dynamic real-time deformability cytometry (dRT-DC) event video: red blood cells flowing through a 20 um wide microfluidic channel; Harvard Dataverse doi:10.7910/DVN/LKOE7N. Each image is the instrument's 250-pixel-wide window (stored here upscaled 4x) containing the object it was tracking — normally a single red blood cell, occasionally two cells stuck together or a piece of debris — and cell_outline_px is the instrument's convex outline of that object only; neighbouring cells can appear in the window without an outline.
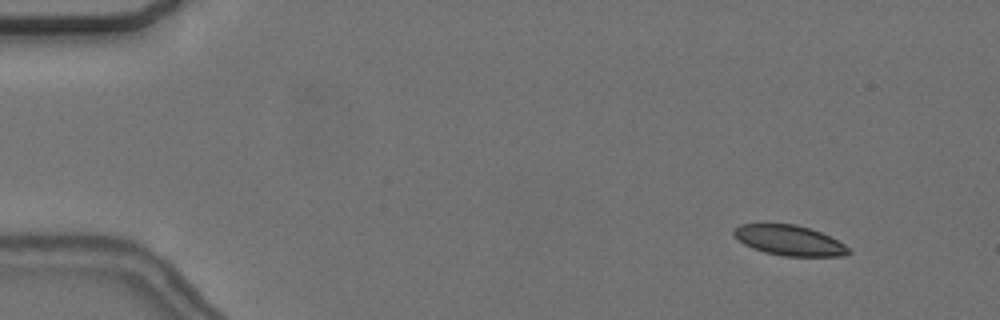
{"species": "common noctule bat (a hibernating species)", "species_latin": "Nyctalus noctula", "temperature_condition": "cold", "stored_images_in_passage": 17, "camera_frame_rate_fps": 3000, "um_per_image_px": 0.085, "animal": {"sex": "female", "body_mass_g": 24.6, "forearm_length_mm": 56.2}, "frame": {"image": 1, "passage_image": 5, "time_ms": 1.333, "image_size_px": [1000, 320], "cell_outline_px": [[852, 252], [840, 256], [784, 256], [764, 252], [752, 248], [744, 244], [732, 232], [740, 224], [796, 224], [820, 232], [844, 244]], "centroid_in_image_um": [67.09, 20.44], "position_along_channel_um": 17.9, "area_um2": 19.88}}